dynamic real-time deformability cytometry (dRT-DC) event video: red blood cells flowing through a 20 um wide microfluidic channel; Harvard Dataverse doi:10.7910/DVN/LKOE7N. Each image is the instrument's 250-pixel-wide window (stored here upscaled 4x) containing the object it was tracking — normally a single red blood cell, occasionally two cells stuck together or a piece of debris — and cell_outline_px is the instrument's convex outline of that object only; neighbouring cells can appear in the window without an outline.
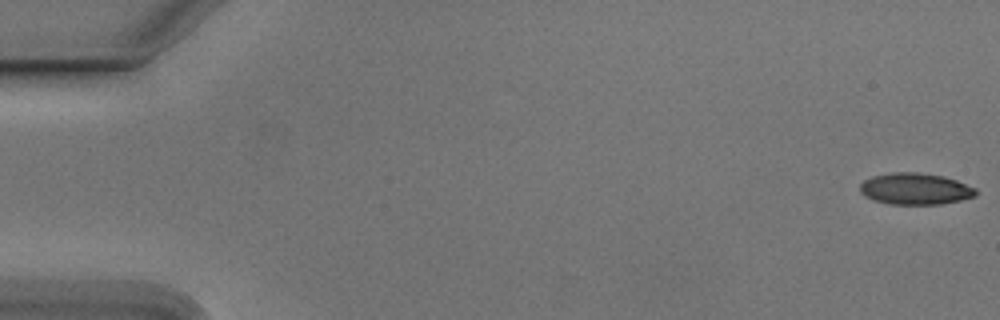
{"species": "Egyptian fruit bat (a non-hibernating species)", "species_latin": "Rousettus aegyptiacus", "temperature_condition": "cold", "stored_images_in_passage": 40, "camera_frame_rate_fps": 3000, "um_per_image_px": 0.085, "animal": {"sex": "male"}, "frame": {"image": 1, "passage_image": 1, "time_ms": 0.0, "image_size_px": [1000, 320], "cell_outline_px": [[976, 196], [960, 200], [940, 204], [892, 204], [872, 200], [860, 192], [860, 184], [864, 180], [872, 176], [892, 172], [916, 172], [944, 176], [956, 180], [976, 188]], "centroid_in_image_um": [77.79, 16.04], "position_along_channel_um": 7.2, "area_um2": 21.27}}
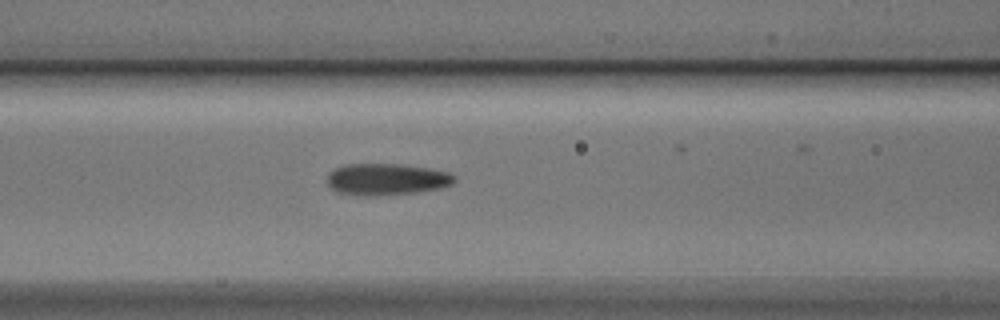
{"frame": {"image": 2, "passage_image": 23, "time_ms": 7.333, "image_size_px": [1000, 320], "cell_outline_px": [[456, 180], [452, 184], [440, 188], [416, 192], [368, 196], [364, 196], [336, 192], [328, 184], [328, 172], [336, 168], [348, 164], [396, 164], [428, 168], [448, 172]], "centroid_in_image_um": [32.83, 15.24], "position_along_channel_um": 133.8, "area_um2": 23.18}}
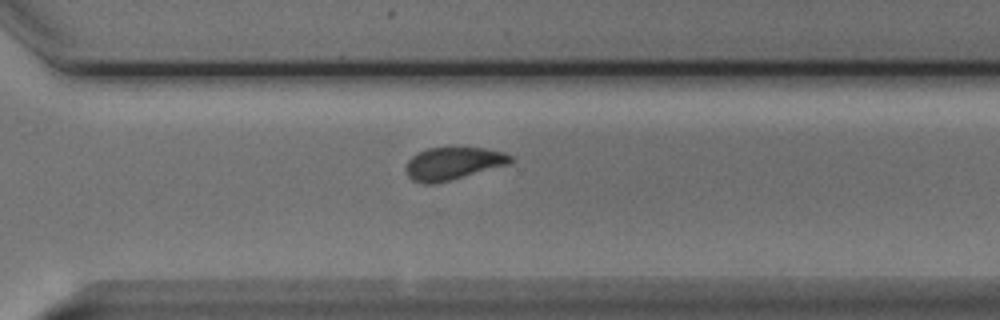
{"frame": {"image": 3, "passage_image": 40, "time_ms": 13.0, "image_size_px": [1000, 320], "cell_outline_px": [[516, 160], [508, 164], [436, 184], [424, 184], [412, 180], [408, 176], [404, 168], [408, 160], [416, 152], [428, 148], [484, 148], [504, 152], [512, 156]], "centroid_in_image_um": [38.48, 13.9], "position_along_channel_um": 332.1, "area_um2": 19.94}}